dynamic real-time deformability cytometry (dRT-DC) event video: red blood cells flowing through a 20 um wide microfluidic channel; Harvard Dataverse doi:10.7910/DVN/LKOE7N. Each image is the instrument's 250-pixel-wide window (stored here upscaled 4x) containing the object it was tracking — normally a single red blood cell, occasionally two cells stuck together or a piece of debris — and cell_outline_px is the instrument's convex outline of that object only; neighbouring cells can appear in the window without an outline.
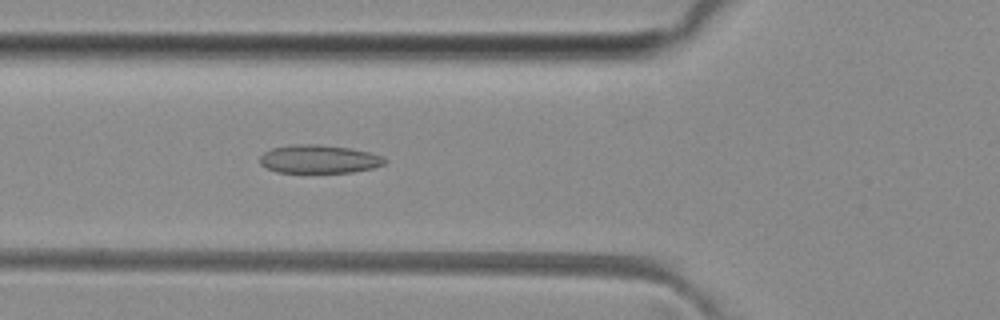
{"species": "common noctule bat (a hibernating species)", "species_latin": "Nyctalus noctula", "temperature_condition": "room temperature", "stored_images_in_passage": 40, "camera_frame_rate_fps": 3000, "um_per_image_px": 0.085, "animal": {"sex": "female", "body_mass_g": 29.2, "forearm_length_mm": 56.3}, "frame": {"image": 1, "passage_image": 10, "time_ms": 3.0, "image_size_px": [1000, 320], "cell_outline_px": [[388, 160], [384, 164], [372, 168], [352, 172], [276, 172], [260, 164], [260, 156], [264, 152], [272, 148], [292, 144], [316, 144], [352, 148], [368, 152], [380, 156]], "centroid_in_image_um": [27.1, 13.51], "position_along_channel_um": 98.7, "area_um2": 20.52}}
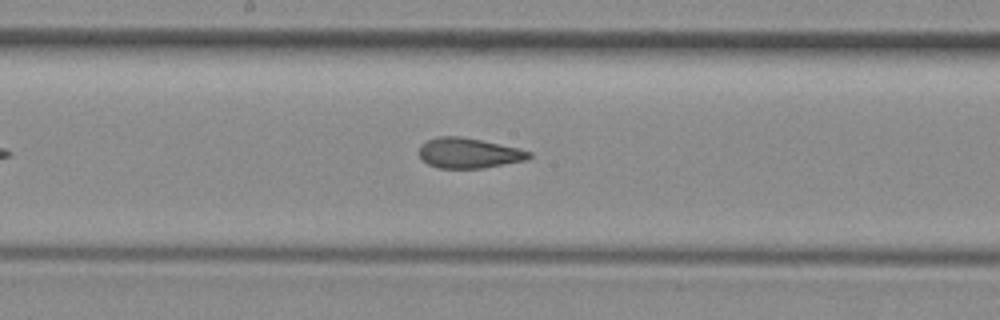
{"frame": {"image": 2, "passage_image": 18, "time_ms": 5.667, "image_size_px": [1000, 320], "cell_outline_px": [[532, 156], [524, 160], [484, 168], [436, 168], [420, 160], [420, 144], [428, 140], [440, 136], [460, 136], [480, 140], [516, 148], [532, 152]], "centroid_in_image_um": [39.79, 13.02], "position_along_channel_um": 208.4, "area_um2": 19.19}}
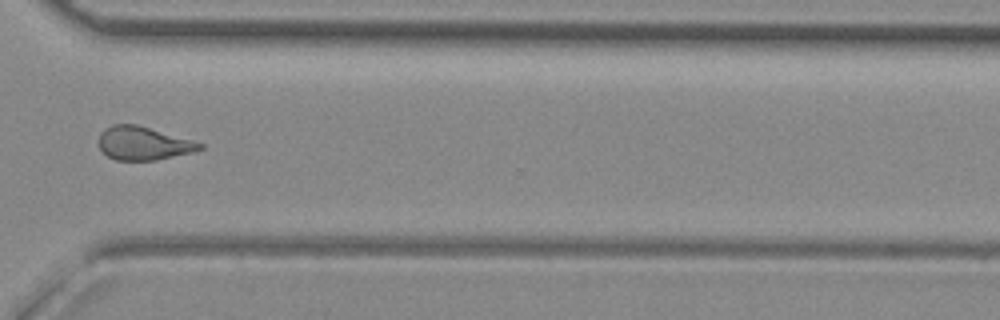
{"frame": {"image": 3, "passage_image": 29, "time_ms": 9.333, "image_size_px": [1000, 320], "cell_outline_px": [[204, 148], [192, 152], [156, 160], [116, 160], [108, 156], [100, 148], [100, 132], [104, 128], [112, 124], [136, 124], [192, 140], [204, 144]], "centroid_in_image_um": [12.18, 12.18], "position_along_channel_um": 358.4, "area_um2": 19.48}, "authors_computed_cell_mechanics": {"area_um2": 20.1433, "velocity_mm_per_s": 4.0914, "shape_relaxation_time_tau1_ms": null, "shape_relaxation_time_tau2_ms": 2.1803, "deformation_change_tau1": null, "deformation_change_tau2": 0.1025}}